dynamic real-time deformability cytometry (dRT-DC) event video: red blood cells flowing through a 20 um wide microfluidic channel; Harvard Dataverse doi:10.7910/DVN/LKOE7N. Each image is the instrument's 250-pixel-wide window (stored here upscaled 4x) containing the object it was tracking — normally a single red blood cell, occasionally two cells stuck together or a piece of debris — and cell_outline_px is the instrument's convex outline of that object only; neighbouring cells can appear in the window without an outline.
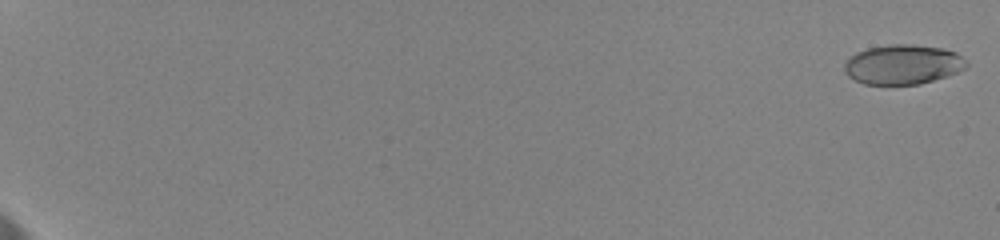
{"species": "human", "species_latin": "Homo sapiens", "temperature_condition": "cold", "stored_images_in_passage": 18, "camera_frame_rate_fps": 3000, "um_per_image_px": 0.085, "donor": {"sex": "female"}, "frame": {"image": 1, "passage_image": 1, "time_ms": 0.0, "image_size_px": [1000, 240], "cell_outline_px": [[968, 68], [948, 76], [920, 84], [864, 84], [848, 76], [844, 72], [844, 64], [856, 52], [868, 48], [888, 44], [912, 44], [940, 48], [956, 52], [968, 64]], "centroid_in_image_um": [76.76, 5.48], "position_along_channel_um": 8.2, "area_um2": 28.21}}
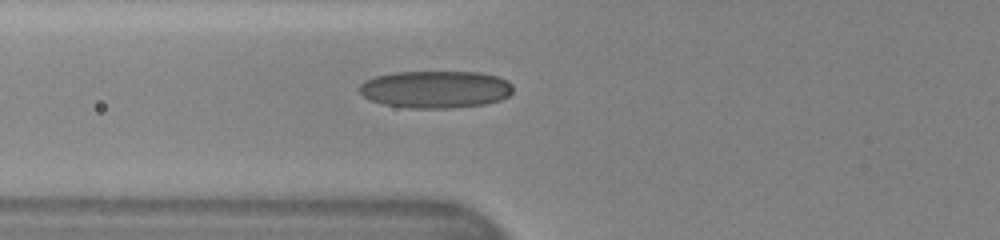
{"frame": {"image": 2, "passage_image": 16, "time_ms": 8.667, "image_size_px": [1000, 240], "cell_outline_px": [[512, 92], [508, 96], [500, 100], [484, 104], [452, 108], [408, 108], [384, 104], [372, 100], [364, 96], [360, 92], [360, 84], [364, 80], [376, 76], [392, 72], [480, 72], [496, 76], [508, 80], [512, 84]], "centroid_in_image_um": [37.03, 7.59], "position_along_channel_um": 88.8, "area_um2": 33.47}}
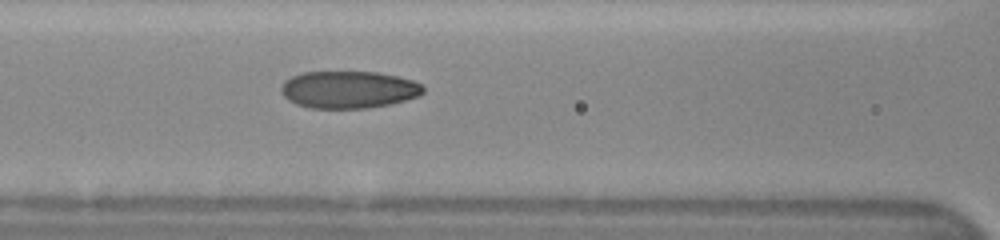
{"frame": {"image": 3, "passage_image": 18, "time_ms": 10.0, "image_size_px": [1000, 240], "cell_outline_px": [[424, 92], [420, 96], [388, 104], [364, 108], [312, 108], [296, 104], [288, 100], [280, 92], [280, 88], [292, 76], [304, 72], [376, 72], [396, 76], [412, 80], [424, 84]], "centroid_in_image_um": [29.65, 7.61], "position_along_channel_um": 136.9, "area_um2": 30.69}}